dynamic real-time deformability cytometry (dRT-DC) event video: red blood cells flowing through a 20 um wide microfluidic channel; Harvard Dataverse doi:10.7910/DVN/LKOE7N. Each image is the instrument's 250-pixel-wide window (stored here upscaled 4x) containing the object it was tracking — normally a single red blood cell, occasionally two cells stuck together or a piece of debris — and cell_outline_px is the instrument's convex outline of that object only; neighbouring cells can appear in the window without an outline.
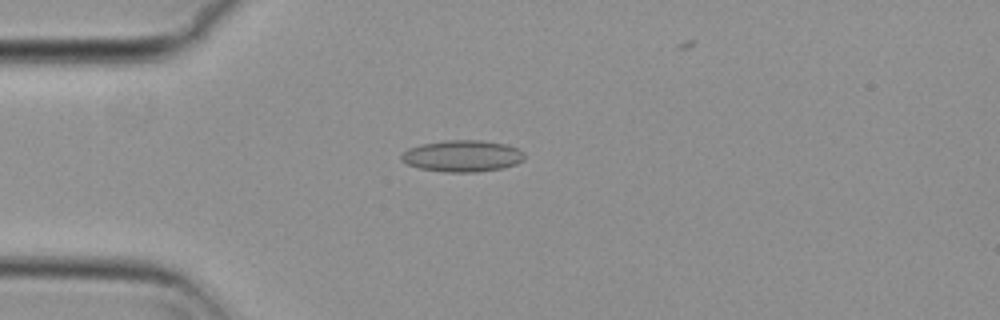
{"species": "common noctule bat (a hibernating species)", "species_latin": "Nyctalus noctula", "temperature_condition": "cold", "stored_images_in_passage": 51, "camera_frame_rate_fps": 3000, "um_per_image_px": 0.085, "animal": {"sex": "female", "body_mass_g": 29.2, "forearm_length_mm": 56.3}, "frame": {"image": 1, "passage_image": 15, "time_ms": 4.667, "image_size_px": [1000, 320], "cell_outline_px": [[524, 160], [516, 164], [504, 168], [476, 172], [444, 172], [420, 168], [408, 164], [400, 160], [400, 156], [408, 148], [420, 144], [444, 140], [484, 140], [508, 144], [524, 152]], "centroid_in_image_um": [39.31, 13.25], "position_along_channel_um": 45.7, "area_um2": 22.89}}
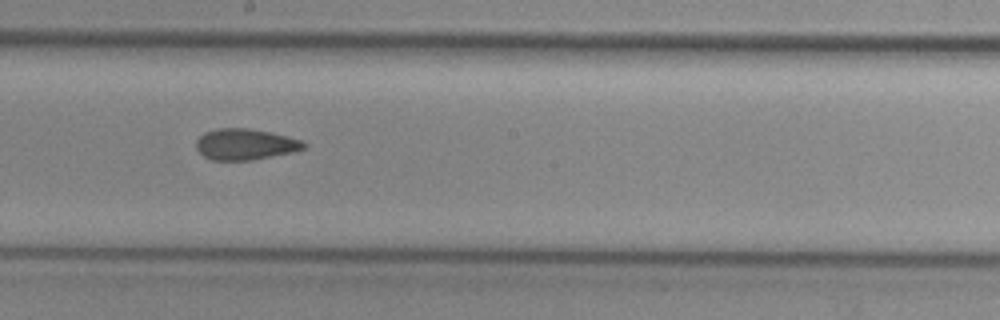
{"frame": {"image": 2, "passage_image": 31, "time_ms": 10.0, "image_size_px": [1000, 320], "cell_outline_px": [[308, 144], [304, 148], [292, 152], [252, 160], [212, 160], [204, 156], [196, 148], [196, 140], [204, 132], [216, 128], [248, 128], [272, 132], [300, 140]], "centroid_in_image_um": [20.82, 12.26], "position_along_channel_um": 227.4, "area_um2": 19.48}}
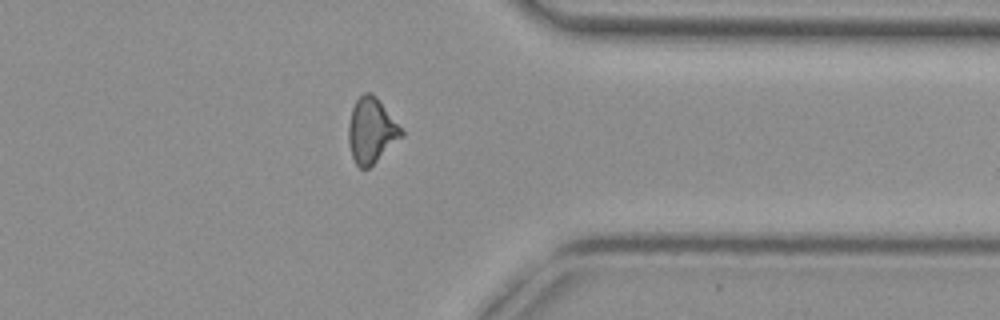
{"frame": {"image": 3, "passage_image": 44, "time_ms": 14.333, "image_size_px": [1000, 320], "cell_outline_px": [[404, 136], [368, 168], [360, 168], [356, 164], [352, 156], [348, 144], [348, 124], [352, 108], [356, 100], [364, 92], [372, 92], [376, 96], [404, 132]], "centroid_in_image_um": [31.55, 11.09], "position_along_channel_um": 379.8, "area_um2": 20.0}, "authors_computed_cell_mechanics": {"area_um2": 19.9988, "velocity_mm_per_s": 3.7217, "shape_relaxation_time_tau1_ms": null, "shape_relaxation_time_tau2_ms": 3.593, "deformation_change_tau1": null, "deformation_change_tau2": 0.1014}}